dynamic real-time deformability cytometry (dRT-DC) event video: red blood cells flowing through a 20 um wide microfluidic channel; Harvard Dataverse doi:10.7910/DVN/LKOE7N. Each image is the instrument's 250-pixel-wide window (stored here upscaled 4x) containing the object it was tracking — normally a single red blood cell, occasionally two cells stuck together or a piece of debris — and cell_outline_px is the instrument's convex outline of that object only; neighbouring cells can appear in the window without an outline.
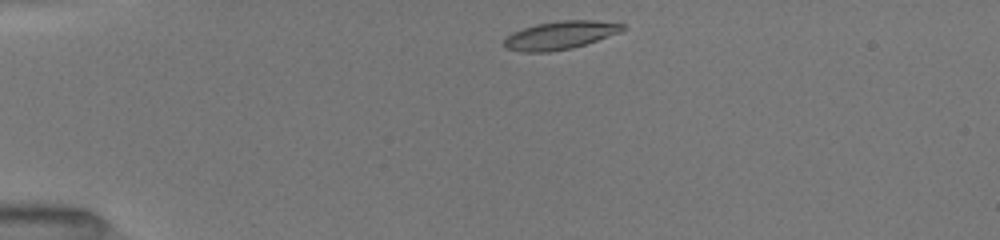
{"species": "common noctule bat (a hibernating species)", "species_latin": "Nyctalus noctula", "temperature_condition": "room temperature", "stored_images_in_passage": 24, "camera_frame_rate_fps": 3000, "um_per_image_px": 0.085, "animal": {"sex": "female", "body_mass_g": 19.5, "forearm_length_mm": 54.1}, "frame": {"image": 1, "passage_image": 1, "time_ms": 0.0, "image_size_px": [1000, 240], "cell_outline_px": [[628, 28], [620, 32], [572, 48], [548, 52], [524, 52], [504, 48], [504, 36], [512, 32], [536, 24], [560, 20], [592, 20], [624, 24]], "centroid_in_image_um": [47.58, 2.99], "position_along_channel_um": 37.4, "area_um2": 19.42}}
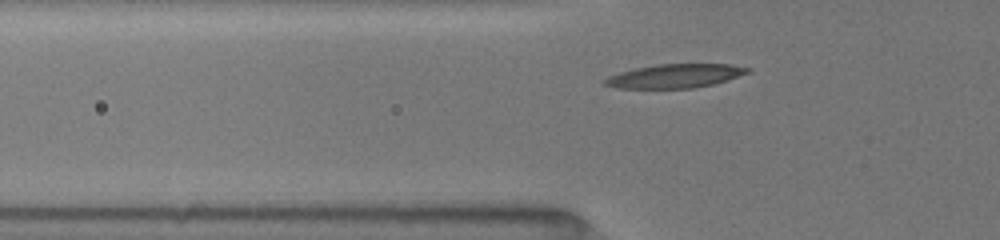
{"frame": {"image": 2, "passage_image": 15, "time_ms": 2.0, "image_size_px": [1000, 240], "cell_outline_px": [[752, 68], [748, 72], [712, 84], [692, 88], [616, 88], [604, 84], [600, 80], [608, 76], [620, 72], [636, 68], [656, 64], [728, 64]], "centroid_in_image_um": [57.29, 6.45], "position_along_channel_um": 68.5, "area_um2": 19.59}}
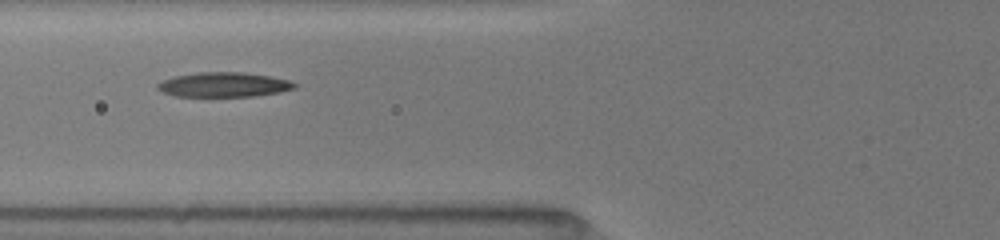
{"frame": {"image": 3, "passage_image": 23, "time_ms": 3.0, "image_size_px": [1000, 240], "cell_outline_px": [[296, 88], [280, 92], [252, 96], [176, 96], [164, 92], [156, 88], [156, 84], [172, 76], [200, 72], [244, 72], [272, 76], [288, 80], [296, 84]], "centroid_in_image_um": [19.02, 7.19], "position_along_channel_um": 106.8, "area_um2": 19.65}}